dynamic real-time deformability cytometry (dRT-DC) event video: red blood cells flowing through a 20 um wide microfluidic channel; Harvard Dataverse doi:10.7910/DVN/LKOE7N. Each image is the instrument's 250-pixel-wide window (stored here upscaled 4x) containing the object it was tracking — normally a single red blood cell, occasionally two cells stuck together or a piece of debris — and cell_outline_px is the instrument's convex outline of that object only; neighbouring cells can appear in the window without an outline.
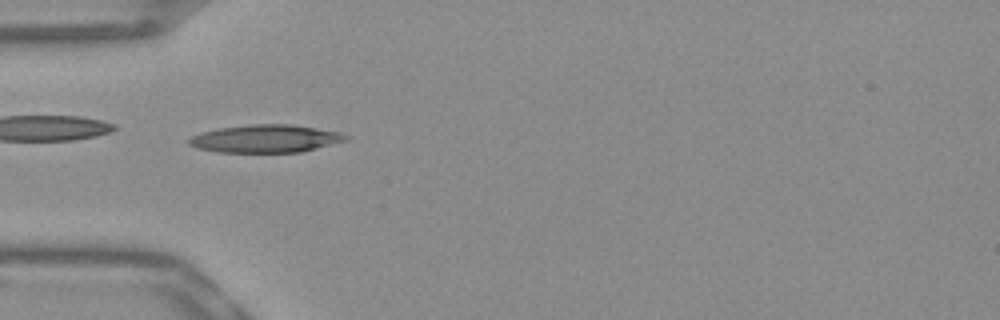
{"species": "Egyptian fruit bat (a non-hibernating species)", "species_latin": "Rousettus aegyptiacus", "temperature_condition": "warm", "stored_images_in_passage": 51, "camera_frame_rate_fps": 3000, "um_per_image_px": 0.085, "frame": {"image": 1, "passage_image": 15, "time_ms": 4.667, "image_size_px": [1000, 320], "cell_outline_px": [[348, 140], [300, 152], [220, 152], [196, 148], [188, 144], [188, 140], [192, 136], [200, 132], [220, 128], [252, 124], [292, 124], [340, 132], [348, 136]], "centroid_in_image_um": [22.56, 11.78], "position_along_channel_um": 62.4, "area_um2": 25.32}}
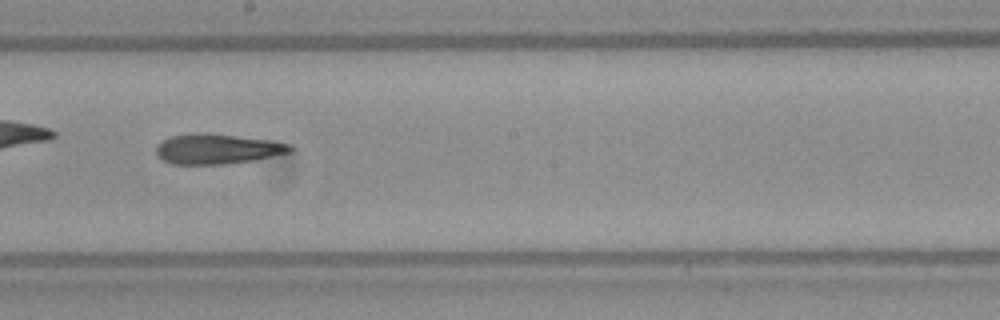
{"frame": {"image": 2, "passage_image": 28, "time_ms": 9.0, "image_size_px": [1000, 320], "cell_outline_px": [[296, 148], [292, 152], [256, 160], [224, 164], [172, 164], [156, 156], [156, 144], [172, 136], [196, 132], [204, 132], [268, 140], [292, 144]], "centroid_in_image_um": [18.5, 12.66], "position_along_channel_um": 229.7, "area_um2": 23.7}}
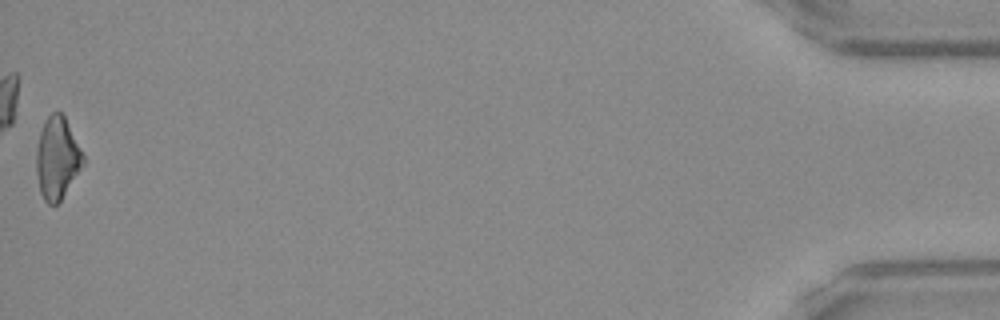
{"frame": {"image": 3, "passage_image": 51, "time_ms": 16.667, "image_size_px": [1000, 320], "cell_outline_px": [[84, 164], [60, 200], [56, 204], [48, 204], [44, 200], [40, 192], [36, 172], [36, 148], [40, 132], [44, 120], [52, 112], [60, 112], [64, 116], [84, 156]], "centroid_in_image_um": [4.84, 13.44], "position_along_channel_um": 430.4, "area_um2": 22.14}, "authors_computed_cell_mechanics": {"area_um2": 23.1778, "velocity_mm_per_s": 3.8826, "shape_relaxation_time_tau1_ms": null, "shape_relaxation_time_tau2_ms": 5.8175, "deformation_change_tau1": null, "deformation_change_tau2": 0.2079}}